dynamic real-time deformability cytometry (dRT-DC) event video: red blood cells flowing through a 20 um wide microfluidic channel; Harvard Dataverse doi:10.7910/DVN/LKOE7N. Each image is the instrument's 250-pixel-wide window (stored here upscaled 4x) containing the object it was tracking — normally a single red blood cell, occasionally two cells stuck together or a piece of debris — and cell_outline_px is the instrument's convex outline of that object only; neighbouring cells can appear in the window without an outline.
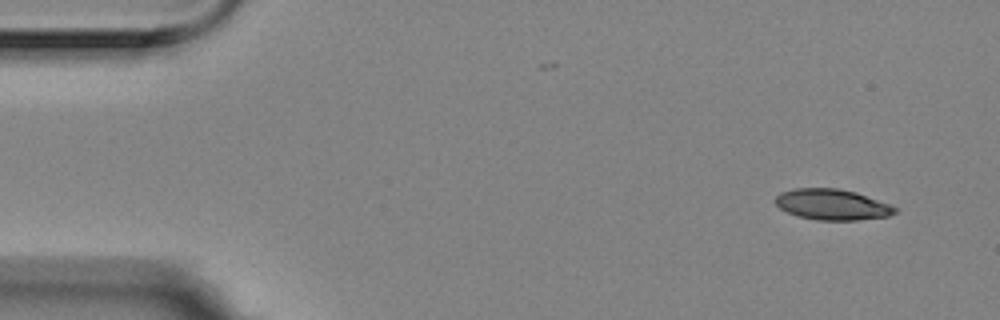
{"species": "Egyptian fruit bat (a non-hibernating species)", "species_latin": "Rousettus aegyptiacus", "temperature_condition": "room temperature", "stored_images_in_passage": 2, "camera_frame_rate_fps": 3000, "um_per_image_px": 0.085, "animal": {"sex": "female"}, "frame": {"image": 1, "passage_image": 2, "time_ms": 0.333, "image_size_px": [1000, 320], "cell_outline_px": [[896, 212], [888, 216], [856, 220], [816, 220], [800, 216], [788, 212], [780, 208], [772, 200], [780, 192], [796, 188], [840, 188], [856, 192], [888, 204], [896, 208]], "centroid_in_image_um": [70.69, 17.37], "position_along_channel_um": 14.3, "area_um2": 21.33}}